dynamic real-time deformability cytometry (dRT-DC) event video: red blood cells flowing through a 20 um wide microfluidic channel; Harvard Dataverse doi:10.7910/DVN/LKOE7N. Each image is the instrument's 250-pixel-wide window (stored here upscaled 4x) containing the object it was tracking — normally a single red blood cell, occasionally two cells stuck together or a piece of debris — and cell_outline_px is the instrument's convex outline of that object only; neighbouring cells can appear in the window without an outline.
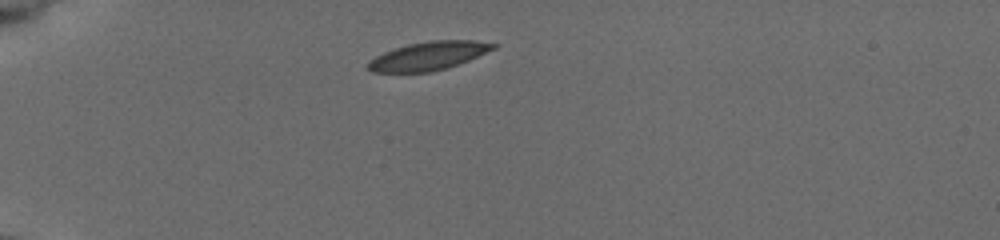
{"species": "common noctule bat (a hibernating species)", "species_latin": "Nyctalus noctula", "temperature_condition": "cold", "stored_images_in_passage": 6, "camera_frame_rate_fps": 3000, "um_per_image_px": 0.085, "animal": {"sex": "female", "body_mass_g": 19.5, "forearm_length_mm": 54.1}, "frame": {"image": 1, "passage_image": 1, "time_ms": 0.0, "image_size_px": [1000, 240], "cell_outline_px": [[500, 44], [496, 48], [468, 60], [448, 68], [432, 72], [372, 72], [368, 68], [368, 60], [384, 52], [408, 44], [432, 40], [472, 40]], "centroid_in_image_um": [36.44, 4.75], "position_along_channel_um": 48.6, "area_um2": 20.69}}
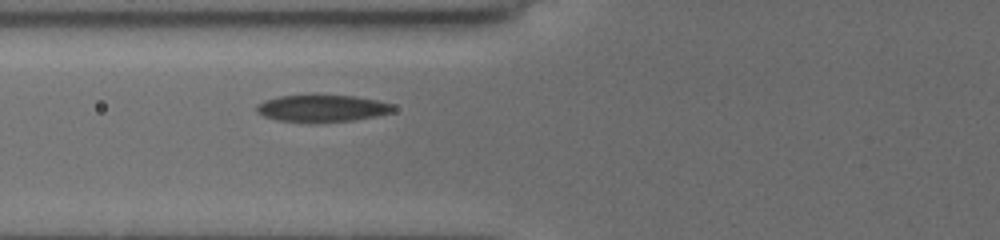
{"frame": {"image": 2, "passage_image": 6, "time_ms": 2.333, "image_size_px": [1000, 240], "cell_outline_px": [[396, 108], [392, 112], [376, 116], [352, 120], [316, 124], [276, 120], [264, 116], [256, 112], [256, 104], [264, 100], [280, 96], [308, 92], [316, 92], [352, 96], [376, 100], [392, 104]], "centroid_in_image_um": [27.31, 9.18], "position_along_channel_um": 98.5, "area_um2": 22.77}}